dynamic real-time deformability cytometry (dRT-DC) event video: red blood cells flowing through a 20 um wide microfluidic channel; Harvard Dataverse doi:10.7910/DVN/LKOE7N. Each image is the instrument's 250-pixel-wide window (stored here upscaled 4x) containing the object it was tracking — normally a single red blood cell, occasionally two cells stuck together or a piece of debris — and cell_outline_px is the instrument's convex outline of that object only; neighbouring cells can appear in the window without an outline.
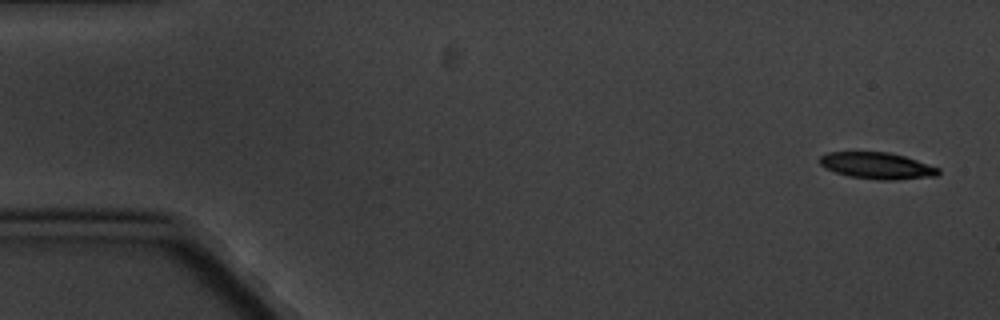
{"species": "common noctule bat (a hibernating species)", "species_latin": "Nyctalus noctula", "temperature_condition": "cold", "stored_images_in_passage": 5, "camera_frame_rate_fps": 3000, "um_per_image_px": 0.085, "animal": {"sex": "male", "body_mass_g": 20.1, "forearm_length_mm": 53.5}, "frame": {"image": 1, "passage_image": 1, "time_ms": 0.0, "image_size_px": [1000, 320], "cell_outline_px": [[940, 172], [936, 176], [896, 180], [876, 180], [848, 176], [824, 168], [820, 164], [820, 156], [828, 152], [888, 152], [904, 156], [940, 168]], "centroid_in_image_um": [74.55, 14.09], "position_along_channel_um": 10.5, "area_um2": 18.38}}
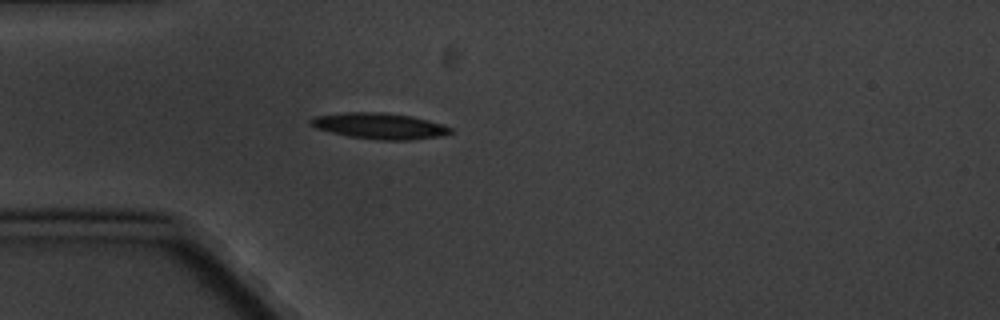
{"frame": {"image": 2, "passage_image": 5, "time_ms": 4.667, "image_size_px": [1000, 320], "cell_outline_px": [[452, 132], [444, 136], [412, 140], [380, 140], [348, 136], [316, 128], [308, 124], [308, 120], [316, 116], [344, 112], [384, 112], [412, 116], [444, 124], [452, 128]], "centroid_in_image_um": [32.29, 10.7], "position_along_channel_um": 52.7, "area_um2": 21.39}}